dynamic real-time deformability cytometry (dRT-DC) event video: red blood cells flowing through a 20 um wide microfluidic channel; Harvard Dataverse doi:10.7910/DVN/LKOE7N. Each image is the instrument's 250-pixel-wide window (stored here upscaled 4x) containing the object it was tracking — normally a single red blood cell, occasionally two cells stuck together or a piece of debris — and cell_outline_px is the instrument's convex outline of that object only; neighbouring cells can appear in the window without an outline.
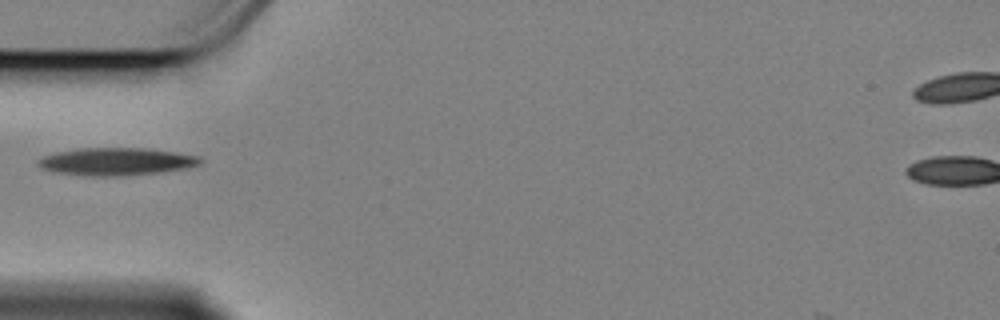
{"species": "Egyptian fruit bat (a non-hibernating species)", "species_latin": "Rousettus aegyptiacus", "temperature_condition": "cold", "stored_images_in_passage": 9, "camera_frame_rate_fps": 3000, "um_per_image_px": 0.085, "animal": {"sex": "female"}, "frame": {"image": 1, "passage_image": 1, "time_ms": 0.0, "image_size_px": [1000, 320], "cell_outline_px": [[204, 160], [200, 164], [188, 168], [156, 172], [120, 176], [84, 176], [56, 172], [40, 168], [36, 164], [36, 160], [40, 156], [56, 152], [80, 148], [148, 148], [176, 152], [200, 156]], "centroid_in_image_um": [9.85, 13.73], "position_along_channel_um": 75.2, "area_um2": 26.36}}
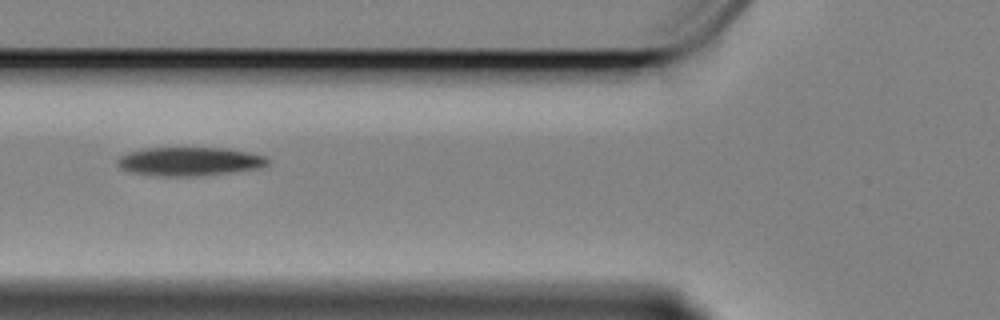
{"frame": {"image": 2, "passage_image": 4, "time_ms": 1.0, "image_size_px": [1000, 320], "cell_outline_px": [[272, 160], [268, 164], [260, 168], [232, 172], [196, 176], [164, 176], [132, 172], [116, 164], [116, 160], [120, 156], [128, 152], [144, 148], [228, 148], [248, 152], [264, 156]], "centroid_in_image_um": [16.15, 13.71], "position_along_channel_um": 109.6, "area_um2": 25.03}}
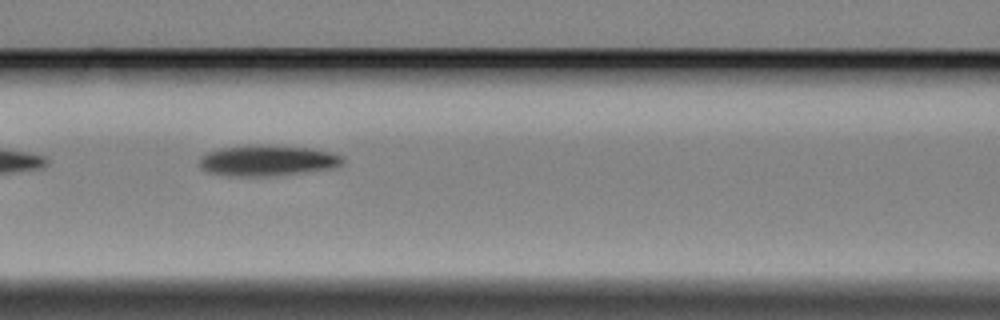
{"frame": {"image": 3, "passage_image": 7, "time_ms": 2.0, "image_size_px": [1000, 320], "cell_outline_px": [[344, 164], [332, 168], [304, 172], [272, 176], [232, 176], [208, 172], [200, 168], [200, 156], [208, 152], [220, 148], [248, 144], [268, 144], [312, 148], [332, 152], [344, 156]], "centroid_in_image_um": [22.75, 13.62], "position_along_channel_um": 143.8, "area_um2": 26.18}}